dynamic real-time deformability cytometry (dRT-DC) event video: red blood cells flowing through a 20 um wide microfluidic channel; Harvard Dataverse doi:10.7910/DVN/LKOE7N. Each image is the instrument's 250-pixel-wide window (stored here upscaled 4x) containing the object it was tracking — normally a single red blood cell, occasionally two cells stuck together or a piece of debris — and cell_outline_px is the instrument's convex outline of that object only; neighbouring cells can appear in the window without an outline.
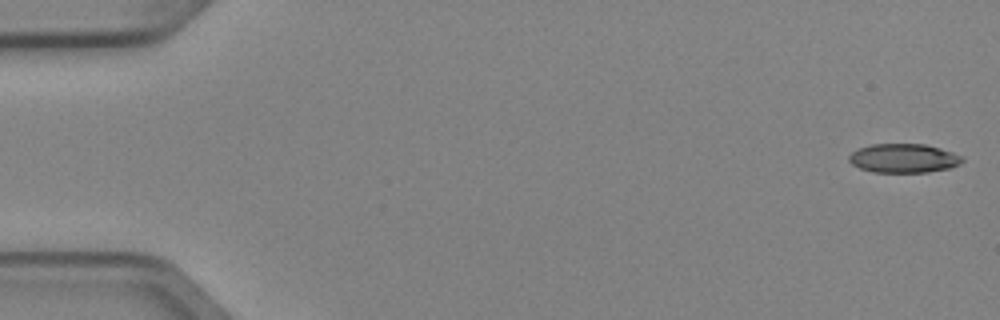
{"species": "Egyptian fruit bat (a non-hibernating species)", "species_latin": "Rousettus aegyptiacus", "temperature_condition": "cold", "stored_images_in_passage": 5, "camera_frame_rate_fps": 3000, "um_per_image_px": 0.085, "animal": {"sex": "female"}, "frame": {"image": 1, "passage_image": 1, "time_ms": 0.0, "image_size_px": [1000, 320], "cell_outline_px": [[964, 160], [960, 164], [948, 168], [928, 172], [872, 172], [860, 168], [852, 164], [848, 160], [848, 156], [852, 152], [860, 148], [872, 144], [924, 144], [940, 148], [964, 156]], "centroid_in_image_um": [76.82, 13.45], "position_along_channel_um": 8.2, "area_um2": 19.13}}
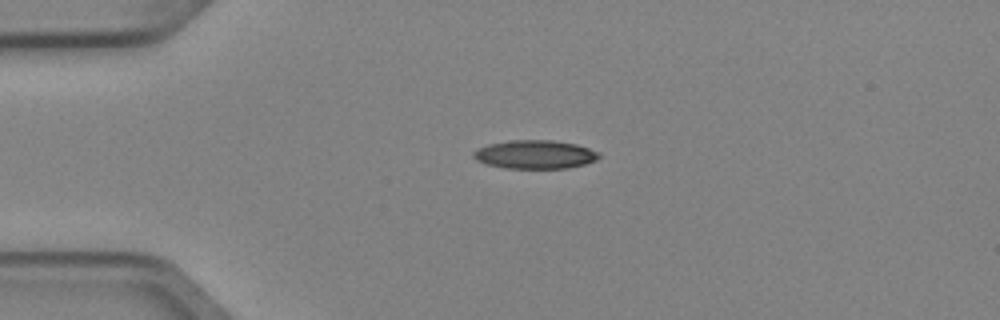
{"frame": {"image": 2, "passage_image": 4, "time_ms": 1.0, "image_size_px": [1000, 320], "cell_outline_px": [[600, 156], [596, 160], [584, 164], [568, 168], [504, 168], [488, 164], [476, 160], [472, 156], [472, 152], [476, 148], [488, 144], [508, 140], [552, 140], [576, 144], [600, 152]], "centroid_in_image_um": [45.45, 13.12], "position_along_channel_um": 39.6, "area_um2": 20.98}}